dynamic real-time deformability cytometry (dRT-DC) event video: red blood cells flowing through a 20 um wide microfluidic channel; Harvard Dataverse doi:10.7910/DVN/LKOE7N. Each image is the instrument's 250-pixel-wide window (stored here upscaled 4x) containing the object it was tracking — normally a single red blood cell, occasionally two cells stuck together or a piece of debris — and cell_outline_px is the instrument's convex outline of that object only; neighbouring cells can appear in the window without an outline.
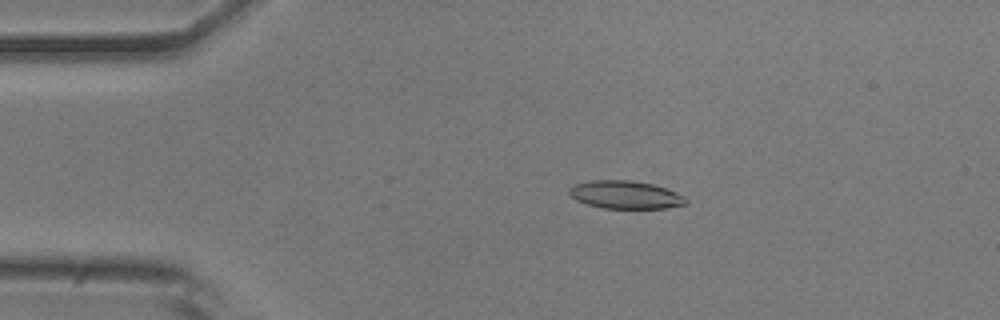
{"species": "common noctule bat (a hibernating species)", "species_latin": "Nyctalus noctula", "temperature_condition": "room temperature", "stored_images_in_passage": 40, "camera_frame_rate_fps": 3000, "um_per_image_px": 0.085, "animal": {"sex": "male", "body_mass_g": 20.5, "forearm_length_mm": 52.5}, "frame": {"image": 1, "passage_image": 5, "time_ms": 1.333, "image_size_px": [1000, 320], "cell_outline_px": [[688, 200], [684, 204], [668, 208], [604, 208], [588, 204], [576, 200], [568, 192], [568, 188], [572, 184], [592, 180], [632, 180], [652, 184], [676, 192], [684, 196]], "centroid_in_image_um": [53.13, 16.54], "position_along_channel_um": 31.9, "area_um2": 18.96}}
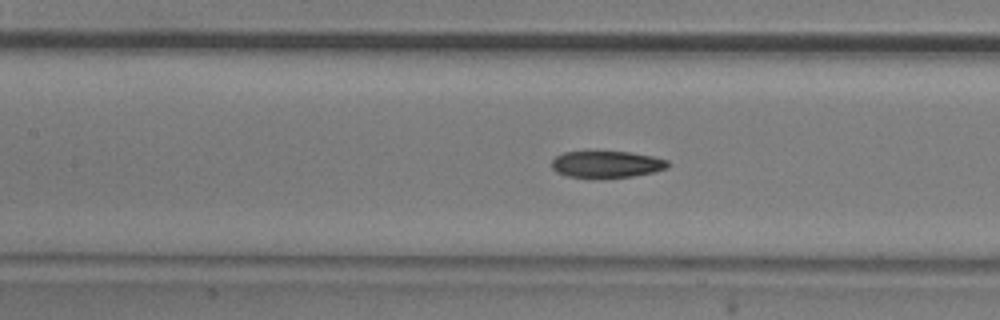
{"frame": {"image": 2, "passage_image": 18, "time_ms": 5.667, "image_size_px": [1000, 320], "cell_outline_px": [[668, 168], [652, 172], [632, 176], [588, 180], [568, 176], [556, 172], [552, 168], [552, 160], [556, 156], [564, 152], [632, 152], [652, 156], [668, 160]], "centroid_in_image_um": [51.53, 13.99], "position_along_channel_um": 155.9, "area_um2": 18.44}}
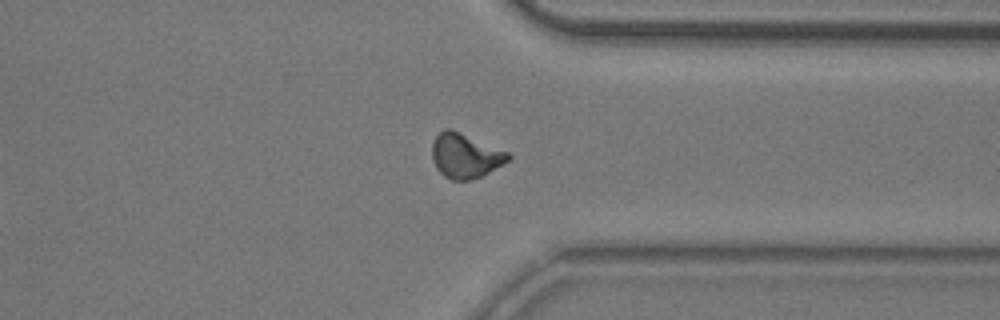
{"frame": {"image": 3, "passage_image": 35, "time_ms": 11.333, "image_size_px": [1000, 320], "cell_outline_px": [[512, 156], [504, 164], [480, 176], [468, 180], [452, 180], [444, 176], [436, 168], [432, 160], [432, 144], [436, 136], [444, 128], [452, 128], [508, 152]], "centroid_in_image_um": [39.53, 13.22], "position_along_channel_um": 371.9, "area_um2": 19.77}, "authors_computed_cell_mechanics": {"area_um2": 19.4497, "velocity_mm_per_s": 3.8612, "shape_relaxation_time_tau1_ms": 6.4906, "shape_relaxation_time_tau2_ms": 2.387, "deformation_change_tau1": 0.2017, "deformation_change_tau2": 0.0868}}